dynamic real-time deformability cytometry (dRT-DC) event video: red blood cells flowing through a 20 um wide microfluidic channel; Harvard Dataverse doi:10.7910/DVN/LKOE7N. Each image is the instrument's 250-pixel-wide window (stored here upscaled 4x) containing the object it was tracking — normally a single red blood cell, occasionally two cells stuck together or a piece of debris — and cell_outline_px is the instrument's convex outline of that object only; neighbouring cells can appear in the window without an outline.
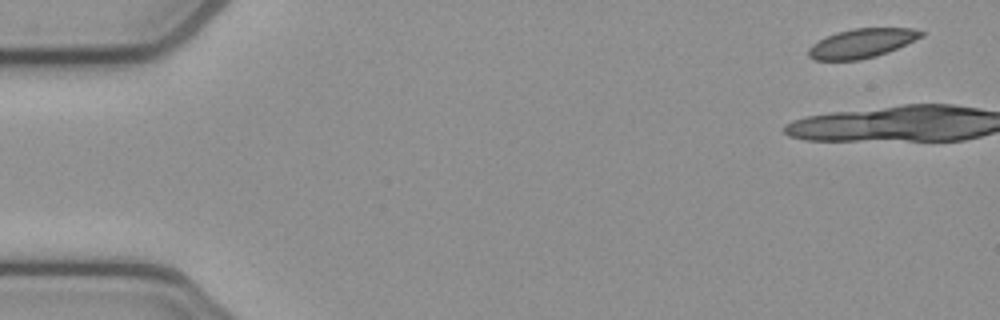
{"species": "common noctule bat (a hibernating species)", "species_latin": "Nyctalus noctula", "temperature_condition": "cold", "stored_images_in_passage": 8, "camera_frame_rate_fps": 3000, "um_per_image_px": 0.085, "animal": {"sex": "female", "body_mass_g": 21.9}, "frame": {"image": 1, "passage_image": 1, "time_ms": 0.0, "image_size_px": [1000, 320], "cell_outline_px": [[928, 32], [924, 36], [888, 52], [876, 56], [860, 60], [812, 60], [808, 56], [808, 48], [812, 44], [836, 32], [852, 28], [912, 28]], "centroid_in_image_um": [73.27, 3.67], "position_along_channel_um": 11.7, "area_um2": 19.31}}
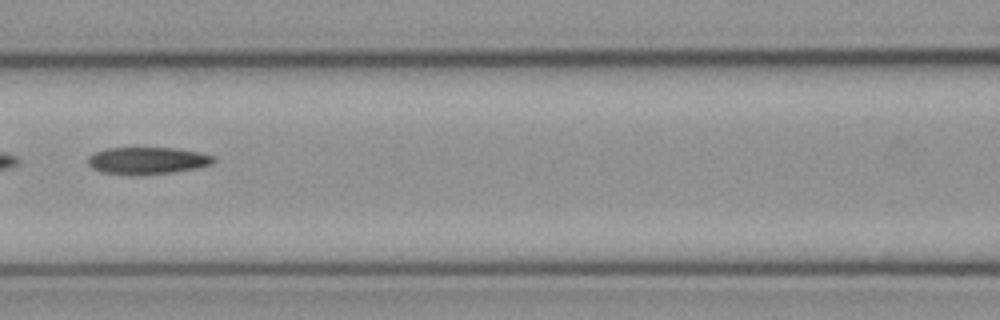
{"frame": {"image": 2, "passage_image": 7, "time_ms": 2.0, "image_size_px": [1000, 320], "cell_outline_px": [[216, 160], [212, 164], [196, 168], [172, 172], [140, 176], [100, 172], [92, 168], [88, 164], [88, 156], [92, 152], [104, 148], [176, 148], [216, 156]], "centroid_in_image_um": [12.48, 13.66], "position_along_channel_um": 154.1, "area_um2": 20.11}}
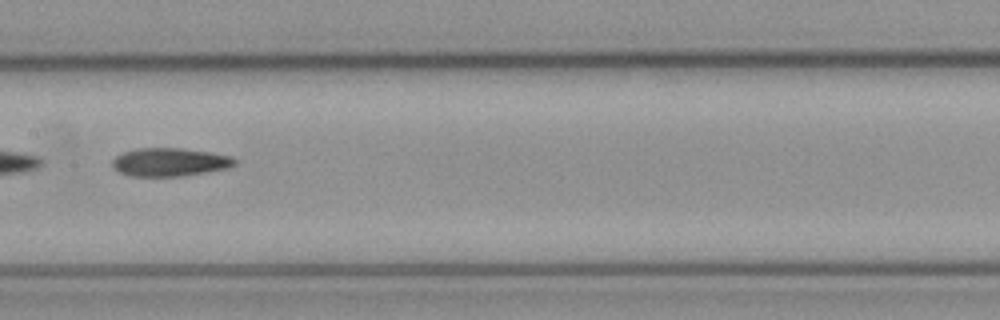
{"frame": {"image": 3, "passage_image": 8, "time_ms": 2.333, "image_size_px": [1000, 320], "cell_outline_px": [[236, 164], [228, 168], [184, 176], [128, 176], [112, 168], [112, 160], [116, 156], [124, 152], [136, 148], [180, 148], [212, 152], [232, 156], [236, 160]], "centroid_in_image_um": [14.43, 13.78], "position_along_channel_um": 193.0, "area_um2": 20.35}}